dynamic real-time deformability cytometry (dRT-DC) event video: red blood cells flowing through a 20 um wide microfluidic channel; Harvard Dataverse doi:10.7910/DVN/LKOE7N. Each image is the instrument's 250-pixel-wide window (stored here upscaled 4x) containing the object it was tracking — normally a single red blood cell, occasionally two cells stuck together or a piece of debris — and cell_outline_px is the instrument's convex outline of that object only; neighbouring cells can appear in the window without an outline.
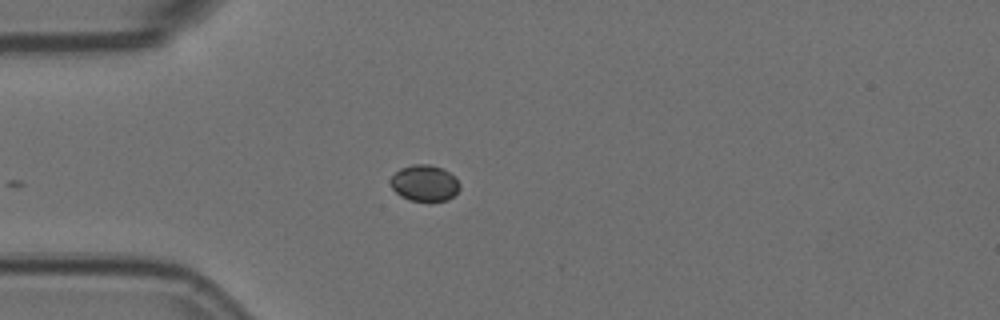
{"species": "Egyptian fruit bat (a non-hibernating species)", "species_latin": "Rousettus aegyptiacus", "temperature_condition": "room temperature", "stored_images_in_passage": 4, "camera_frame_rate_fps": 3000, "um_per_image_px": 0.085, "animal": {"sex": "female"}, "frame": {"image": 1, "passage_image": 1, "time_ms": 0.0, "image_size_px": [1000, 320], "cell_outline_px": [[460, 188], [448, 200], [408, 200], [400, 196], [392, 188], [392, 176], [400, 168], [412, 164], [428, 164], [440, 168], [448, 172], [460, 184]], "centroid_in_image_um": [36.07, 15.56], "position_along_channel_um": 48.9, "area_um2": 14.22}}